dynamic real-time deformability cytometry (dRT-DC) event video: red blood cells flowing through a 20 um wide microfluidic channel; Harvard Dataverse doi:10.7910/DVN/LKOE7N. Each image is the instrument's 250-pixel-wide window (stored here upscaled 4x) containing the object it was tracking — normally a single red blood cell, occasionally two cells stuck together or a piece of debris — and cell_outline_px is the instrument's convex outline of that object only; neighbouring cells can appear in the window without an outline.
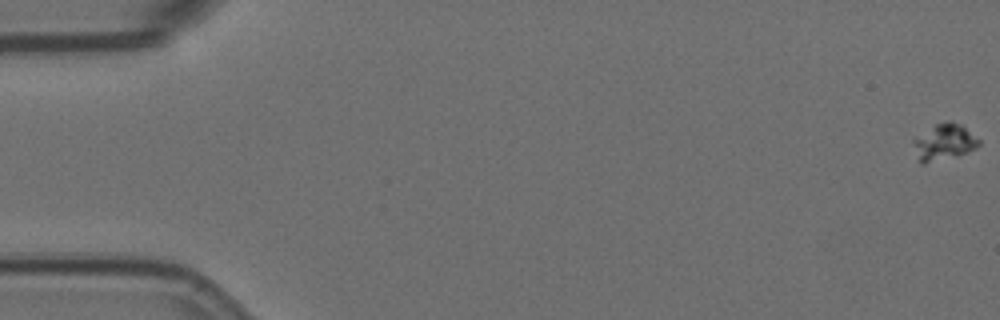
{"species": "Egyptian fruit bat (a non-hibernating species)", "species_latin": "Rousettus aegyptiacus", "temperature_condition": "room temperature", "stored_images_in_passage": 6, "camera_frame_rate_fps": 3000, "um_per_image_px": 0.085, "animal": {"sex": "female"}, "frame": {"image": 1, "passage_image": 1, "time_ms": 0.0, "image_size_px": [1000, 320], "cell_outline_px": [[980, 144], [976, 148], [968, 152], [956, 156], [924, 164], [920, 164], [912, 144], [912, 140], [936, 124], [948, 120], [952, 120], [960, 124], [980, 140]], "centroid_in_image_um": [80.24, 12.09], "position_along_channel_um": 4.8, "area_um2": 13.81}}
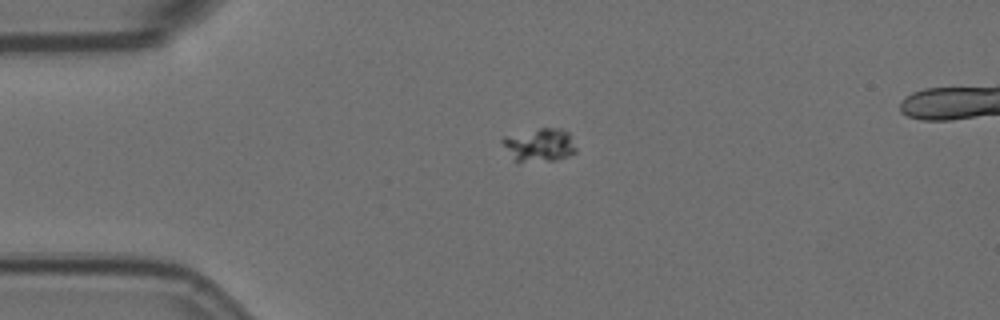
{"frame": {"image": 2, "passage_image": 4, "time_ms": 1.0, "image_size_px": [1000, 320], "cell_outline_px": [[576, 152], [568, 156], [552, 160], [516, 160], [500, 140], [504, 136], [540, 128], [560, 128], [568, 132], [576, 148]], "centroid_in_image_um": [45.89, 12.28], "position_along_channel_um": 39.1, "area_um2": 13.7}}
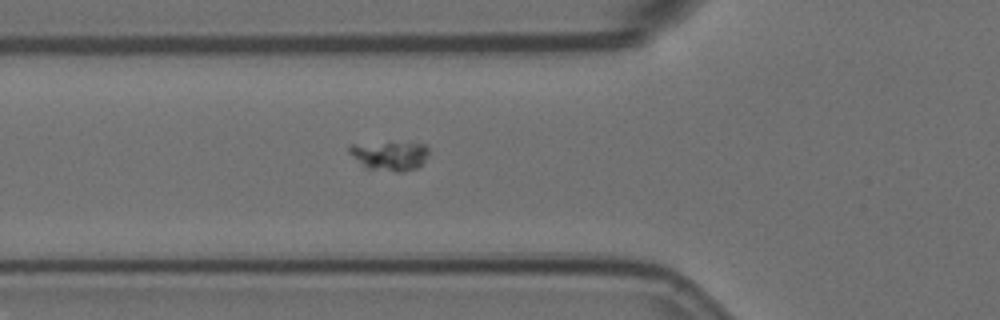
{"frame": {"image": 3, "passage_image": 6, "time_ms": 1.667, "image_size_px": [1000, 320], "cell_outline_px": [[428, 156], [416, 168], [404, 172], [396, 172], [364, 168], [348, 152], [348, 148], [352, 144], [424, 144], [428, 148]], "centroid_in_image_um": [33.1, 13.28], "position_along_channel_um": 92.7, "area_um2": 13.18}}